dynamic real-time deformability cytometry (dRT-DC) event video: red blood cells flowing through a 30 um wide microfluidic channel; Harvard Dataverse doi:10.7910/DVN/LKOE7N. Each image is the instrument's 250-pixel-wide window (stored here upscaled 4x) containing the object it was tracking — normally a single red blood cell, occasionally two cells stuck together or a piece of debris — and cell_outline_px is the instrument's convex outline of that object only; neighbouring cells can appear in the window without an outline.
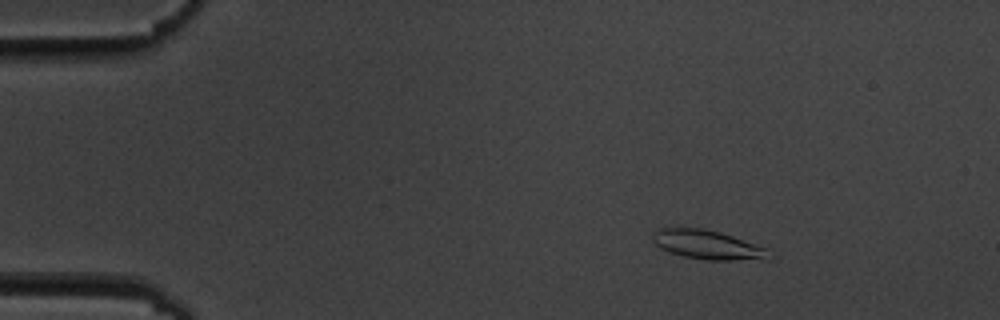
{"species": "common noctule bat (a hibernating species)", "species_latin": "Nyctalus noctula", "temperature_condition": "cold", "stored_images_in_passage": 57, "camera_frame_rate_fps": 3000, "um_per_image_px": 0.085, "animal": {"sex": "male", "body_mass_g": 19.5, "forearm_length_mm": 54.6}, "frame": {"image": 1, "passage_image": 9, "time_ms": 2.667, "image_size_px": [1000, 320], "cell_outline_px": [[776, 256], [772, 260], [704, 260], [684, 256], [660, 248], [652, 240], [652, 232], [660, 228], [700, 228], [720, 232], [768, 248]], "centroid_in_image_um": [60.26, 20.83], "position_along_channel_um": 24.7, "area_um2": 20.06}}
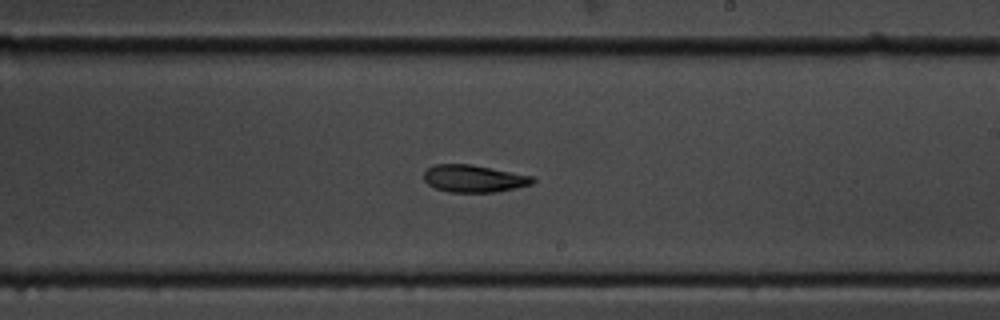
{"frame": {"image": 2, "passage_image": 34, "time_ms": 11.0, "image_size_px": [1000, 320], "cell_outline_px": [[536, 180], [532, 184], [516, 188], [496, 192], [448, 192], [436, 188], [428, 184], [424, 180], [424, 172], [432, 164], [472, 164], [532, 176]], "centroid_in_image_um": [40.27, 15.17], "position_along_channel_um": 248.7, "area_um2": 17.34}}
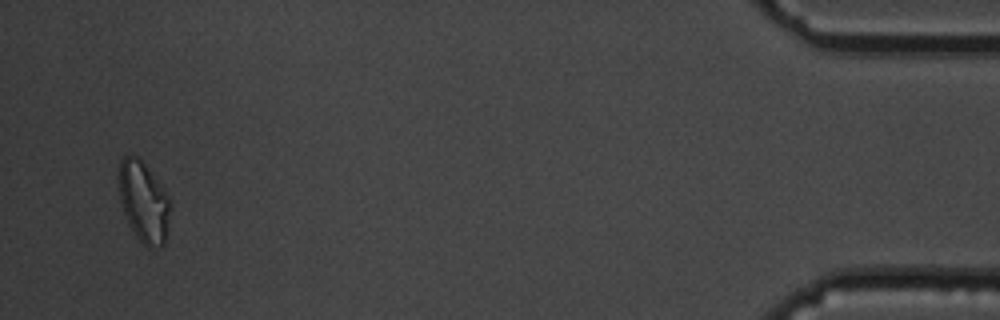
{"frame": {"image": 3, "passage_image": 55, "time_ms": 18.0, "image_size_px": [1000, 320], "cell_outline_px": [[172, 208], [164, 244], [160, 248], [148, 248], [136, 236], [124, 212], [120, 200], [116, 176], [120, 160], [128, 152], [136, 156], [144, 164], [164, 188], [172, 200]], "centroid_in_image_um": [12.22, 17.12], "position_along_channel_um": 423.0, "area_um2": 24.8}}